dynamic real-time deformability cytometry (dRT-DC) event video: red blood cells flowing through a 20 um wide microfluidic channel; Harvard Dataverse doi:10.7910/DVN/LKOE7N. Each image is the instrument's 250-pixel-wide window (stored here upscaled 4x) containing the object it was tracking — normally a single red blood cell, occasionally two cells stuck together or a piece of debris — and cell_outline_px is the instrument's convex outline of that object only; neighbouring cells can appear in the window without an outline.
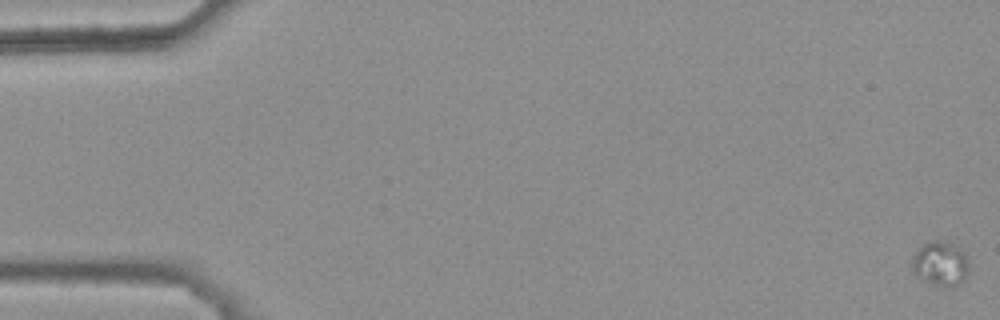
{"species": "common noctule bat (a hibernating species)", "species_latin": "Nyctalus noctula", "temperature_condition": "warm", "stored_images_in_passage": 46, "camera_frame_rate_fps": 3000, "um_per_image_px": 0.085, "animal": {"sex": "female", "body_mass_g": 25.1}, "frame": {"image": 1, "passage_image": 1, "time_ms": 0.0, "image_size_px": [1000, 320], "cell_outline_px": [[968, 268], [964, 280], [960, 284], [952, 288], [948, 288], [936, 284], [916, 276], [912, 268], [912, 264], [916, 252], [924, 244], [932, 240], [944, 240], [952, 244], [964, 252], [968, 264]], "centroid_in_image_um": [79.96, 22.42], "position_along_channel_um": 5.0, "area_um2": 14.51}}